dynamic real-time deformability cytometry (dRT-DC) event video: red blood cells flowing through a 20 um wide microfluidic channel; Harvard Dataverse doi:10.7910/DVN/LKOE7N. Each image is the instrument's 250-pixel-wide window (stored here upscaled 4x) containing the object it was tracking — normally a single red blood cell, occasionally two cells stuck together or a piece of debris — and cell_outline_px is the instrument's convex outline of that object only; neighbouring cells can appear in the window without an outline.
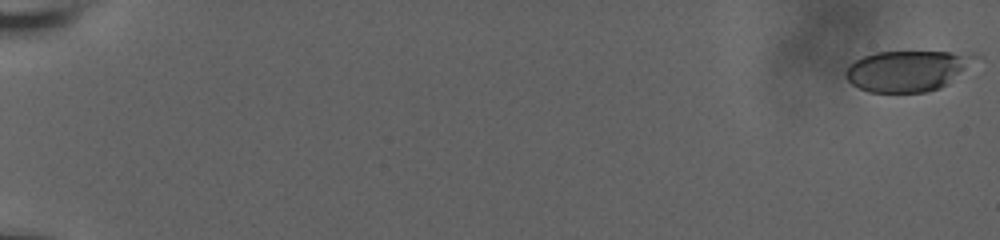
{"species": "human", "species_latin": "Homo sapiens", "temperature_condition": "room temperature", "stored_images_in_passage": 17, "camera_frame_rate_fps": 3000, "um_per_image_px": 0.085, "donor": {"sex": "male"}, "frame": {"image": 1, "passage_image": 1, "time_ms": 0.0, "image_size_px": [1000, 240], "cell_outline_px": [[984, 56], [948, 84], [940, 88], [928, 92], [868, 92], [852, 84], [844, 76], [844, 72], [848, 64], [864, 56], [876, 52], [976, 52]], "centroid_in_image_um": [77.22, 6.0], "position_along_channel_um": 7.8, "area_um2": 31.39}}
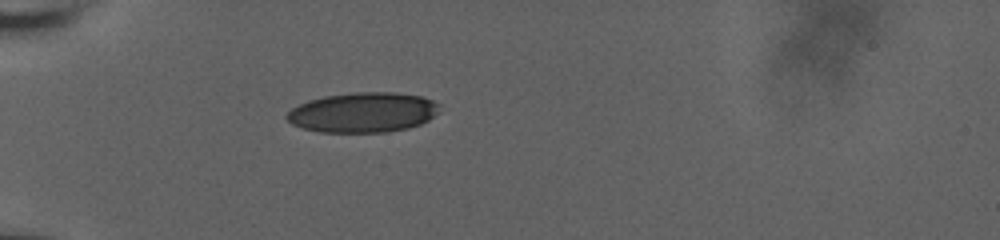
{"frame": {"image": 2, "passage_image": 15, "time_ms": 4.667, "image_size_px": [1000, 240], "cell_outline_px": [[440, 104], [436, 112], [428, 120], [420, 124], [408, 128], [384, 132], [320, 132], [304, 128], [292, 124], [284, 116], [292, 108], [308, 100], [324, 96], [352, 92], [396, 92], [420, 96], [432, 100]], "centroid_in_image_um": [30.83, 9.55], "position_along_channel_um": 54.2, "area_um2": 35.49}}